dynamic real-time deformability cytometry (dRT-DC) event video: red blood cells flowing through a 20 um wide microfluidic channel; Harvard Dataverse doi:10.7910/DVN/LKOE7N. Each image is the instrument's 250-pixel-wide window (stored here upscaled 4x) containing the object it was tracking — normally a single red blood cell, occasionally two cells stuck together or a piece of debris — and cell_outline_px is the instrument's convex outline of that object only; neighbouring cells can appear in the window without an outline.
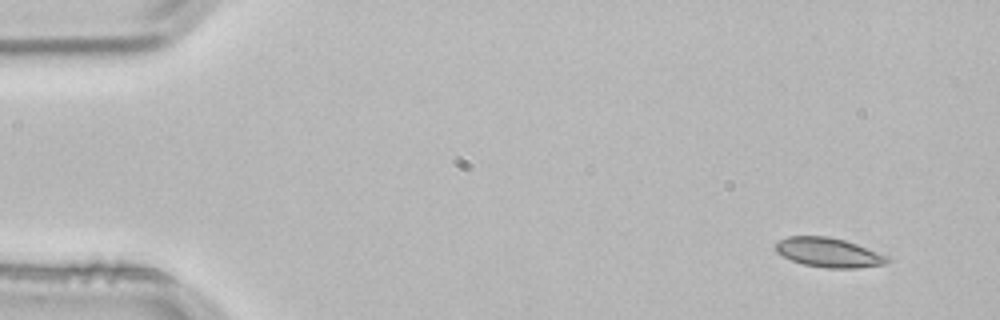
{"species": "common noctule bat (a hibernating species)", "species_latin": "Nyctalus noctula", "temperature_condition": "room temperature", "stored_images_in_passage": 4, "camera_frame_rate_fps": 3000, "um_per_image_px": 0.085, "animal": {"sex": "male", "body_mass_g": 21.5, "forearm_length_mm": 52.0}, "frame": {"image": 1, "passage_image": 1, "time_ms": 0.0, "image_size_px": [1000, 320], "cell_outline_px": [[888, 260], [884, 264], [856, 268], [828, 268], [804, 264], [792, 260], [776, 252], [776, 244], [780, 240], [788, 236], [828, 236], [844, 240], [856, 244], [888, 256]], "centroid_in_image_um": [70.42, 21.46], "position_along_channel_um": 14.6, "area_um2": 18.79}}